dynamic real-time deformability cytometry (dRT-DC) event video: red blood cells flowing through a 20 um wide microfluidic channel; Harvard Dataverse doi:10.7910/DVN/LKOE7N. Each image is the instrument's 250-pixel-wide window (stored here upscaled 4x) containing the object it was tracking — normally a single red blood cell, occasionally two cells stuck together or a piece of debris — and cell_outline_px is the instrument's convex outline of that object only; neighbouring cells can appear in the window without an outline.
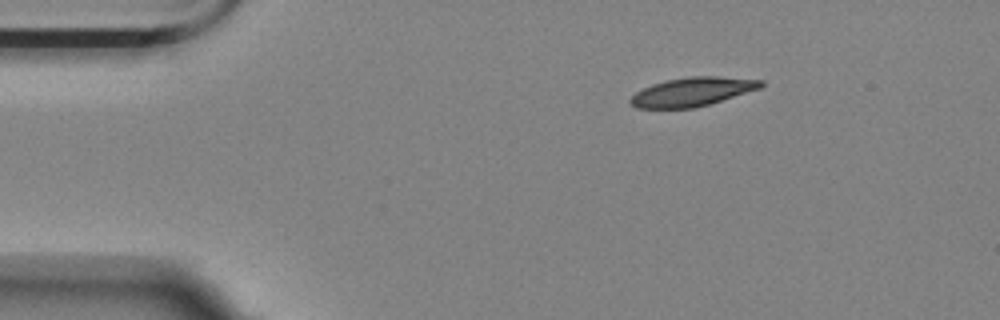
{"species": "Egyptian fruit bat (a non-hibernating species)", "species_latin": "Rousettus aegyptiacus", "temperature_condition": "room temperature", "stored_images_in_passage": 3, "camera_frame_rate_fps": 3000, "um_per_image_px": 0.085, "animal": {"sex": "female"}, "frame": {"image": 1, "passage_image": 1, "time_ms": 0.0, "image_size_px": [1000, 320], "cell_outline_px": [[764, 84], [760, 88], [708, 104], [692, 108], [636, 108], [628, 100], [636, 92], [652, 84], [664, 80], [688, 76], [716, 76], [764, 80]], "centroid_in_image_um": [58.82, 7.79], "position_along_channel_um": 26.2, "area_um2": 21.73}}